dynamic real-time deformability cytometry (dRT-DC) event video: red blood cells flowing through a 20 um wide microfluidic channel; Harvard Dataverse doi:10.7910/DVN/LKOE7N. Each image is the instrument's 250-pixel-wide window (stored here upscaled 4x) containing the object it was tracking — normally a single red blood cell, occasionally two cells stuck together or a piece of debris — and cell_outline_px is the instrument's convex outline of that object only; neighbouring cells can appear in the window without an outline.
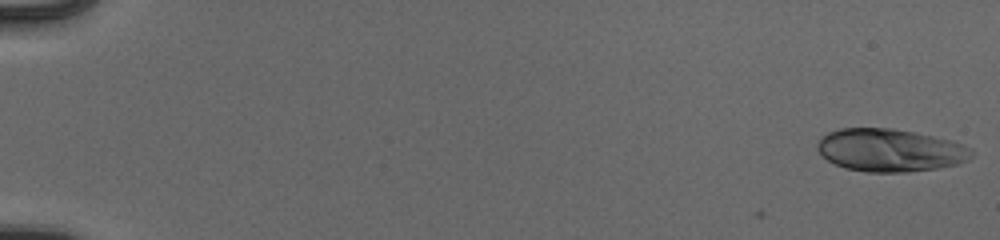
{"species": "human", "species_latin": "Homo sapiens", "temperature_condition": "cold", "stored_images_in_passage": 54, "camera_frame_rate_fps": 3000, "um_per_image_px": 0.085, "donor": {"sex": "male"}, "frame": {"image": 1, "passage_image": 1, "time_ms": 0.0, "image_size_px": [1000, 240], "cell_outline_px": [[976, 152], [968, 160], [956, 164], [936, 168], [908, 172], [864, 172], [844, 168], [828, 160], [816, 148], [816, 144], [828, 132], [840, 128], [892, 128], [932, 136], [964, 144], [972, 148]], "centroid_in_image_um": [75.67, 12.77], "position_along_channel_um": 9.3, "area_um2": 38.38}}
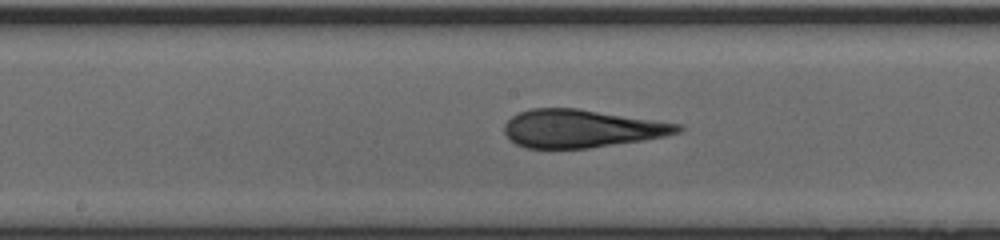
{"frame": {"image": 2, "passage_image": 30, "time_ms": 9.667, "image_size_px": [1000, 240], "cell_outline_px": [[684, 128], [680, 132], [664, 136], [644, 140], [588, 148], [528, 148], [516, 144], [504, 132], [504, 124], [512, 116], [520, 112], [532, 108], [576, 108], [684, 124]], "centroid_in_image_um": [49.46, 10.92], "position_along_channel_um": 198.7, "area_um2": 38.32}}
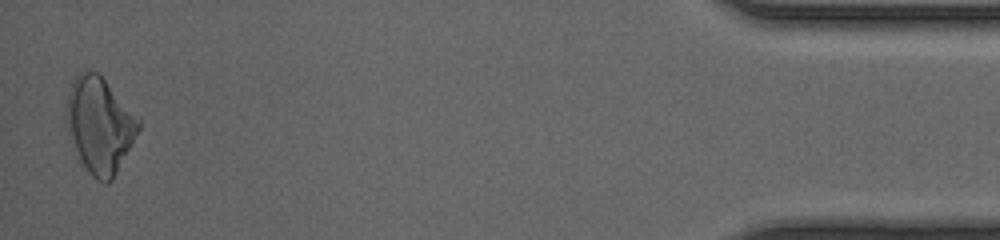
{"frame": {"image": 3, "passage_image": 53, "time_ms": 17.333, "image_size_px": [1000, 240], "cell_outline_px": [[140, 128], [112, 180], [108, 184], [104, 184], [96, 180], [80, 164], [64, 124], [68, 92], [72, 80], [76, 72], [88, 68], [96, 72], [140, 116]], "centroid_in_image_um": [8.43, 10.62], "position_along_channel_um": 426.8, "area_um2": 40.98}, "authors_computed_cell_mechanics": {"area_um2": 38.3214, "velocity_mm_per_s": 3.9523, "shape_relaxation_time_tau1_ms": 10.112, "shape_relaxation_time_tau2_ms": 1.968, "deformation_change_tau1": 0.2638, "deformation_change_tau2": 0.0865}}